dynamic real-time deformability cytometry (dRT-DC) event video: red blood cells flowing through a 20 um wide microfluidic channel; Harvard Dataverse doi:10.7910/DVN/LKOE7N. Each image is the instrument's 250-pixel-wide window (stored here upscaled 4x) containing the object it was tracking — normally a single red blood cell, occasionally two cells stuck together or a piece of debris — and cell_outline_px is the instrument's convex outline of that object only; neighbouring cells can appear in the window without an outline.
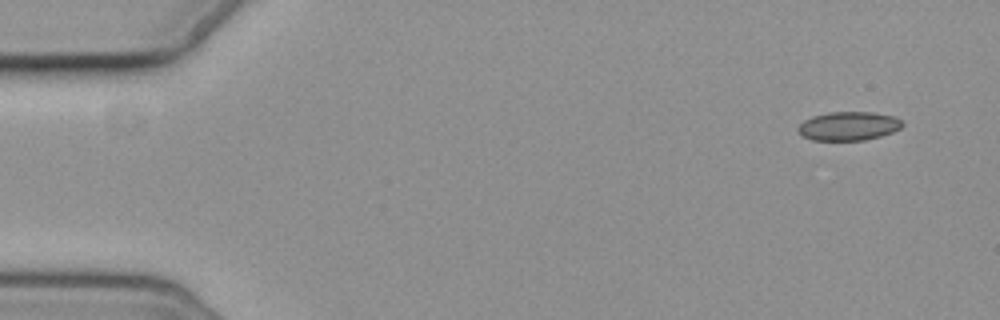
{"species": "common noctule bat (a hibernating species)", "species_latin": "Nyctalus noctula", "temperature_condition": "cold", "stored_images_in_passage": 4, "camera_frame_rate_fps": 3000, "um_per_image_px": 0.085, "animal": {"sex": "female", "body_mass_g": 19.3, "forearm_length_mm": 54.1}, "frame": {"image": 1, "passage_image": 1, "time_ms": 0.0, "image_size_px": [1000, 320], "cell_outline_px": [[904, 124], [900, 128], [892, 132], [880, 136], [864, 140], [812, 140], [804, 136], [796, 128], [804, 120], [812, 116], [828, 112], [872, 112], [892, 116], [900, 120]], "centroid_in_image_um": [72.11, 10.71], "position_along_channel_um": 12.9, "area_um2": 17.34}}
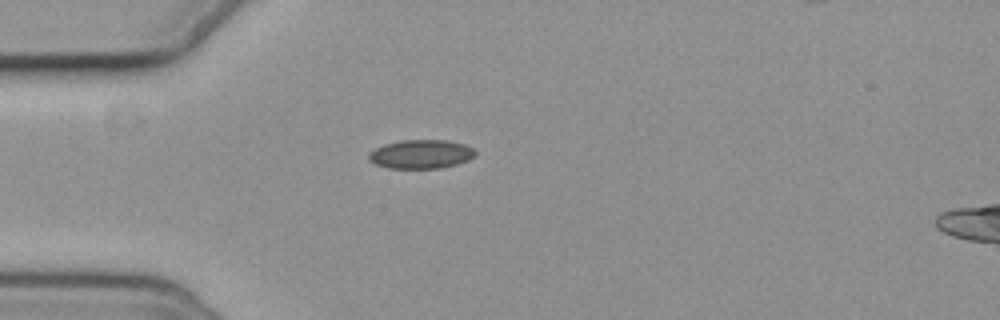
{"frame": {"image": 2, "passage_image": 4, "time_ms": 4.0, "image_size_px": [1000, 320], "cell_outline_px": [[476, 156], [468, 160], [456, 164], [440, 168], [388, 168], [372, 164], [368, 160], [368, 152], [384, 144], [400, 140], [448, 140], [464, 144], [472, 148], [476, 152]], "centroid_in_image_um": [35.75, 13.1], "position_along_channel_um": 49.3, "area_um2": 18.09}}